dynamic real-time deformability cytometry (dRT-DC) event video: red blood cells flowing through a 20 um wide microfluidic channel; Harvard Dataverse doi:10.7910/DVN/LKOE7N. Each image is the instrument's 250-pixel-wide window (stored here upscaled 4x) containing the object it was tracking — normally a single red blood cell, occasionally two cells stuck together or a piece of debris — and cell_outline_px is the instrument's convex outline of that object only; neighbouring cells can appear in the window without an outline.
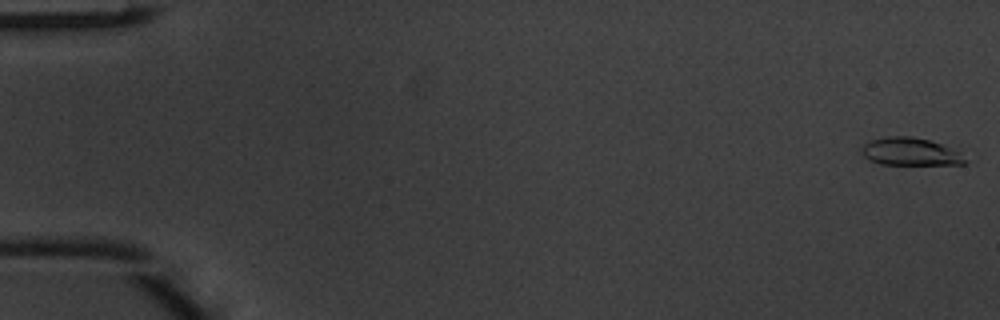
{"species": "common noctule bat (a hibernating species)", "species_latin": "Nyctalus noctula", "temperature_condition": "warm", "stored_images_in_passage": 16, "camera_frame_rate_fps": 3000, "um_per_image_px": 0.085, "animal": {"sex": "male", "body_mass_g": 20.1, "forearm_length_mm": 53.5}, "frame": {"image": 1, "passage_image": 1, "time_ms": 0.0, "image_size_px": [1000, 320], "cell_outline_px": [[968, 164], [880, 164], [868, 160], [860, 152], [860, 148], [864, 144], [872, 140], [888, 136], [912, 136], [928, 140], [952, 148], [960, 152], [968, 160]], "centroid_in_image_um": [77.37, 12.9], "position_along_channel_um": 7.6, "area_um2": 16.76}}
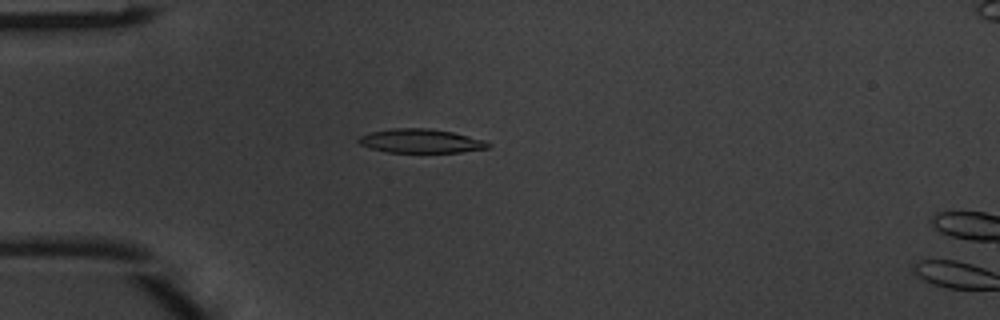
{"frame": {"image": 2, "passage_image": 14, "time_ms": 4.333, "image_size_px": [1000, 320], "cell_outline_px": [[492, 144], [488, 148], [460, 152], [388, 152], [372, 148], [360, 144], [356, 140], [360, 136], [372, 132], [392, 128], [428, 128], [452, 132], [484, 140]], "centroid_in_image_um": [35.78, 11.98], "position_along_channel_um": 49.2, "area_um2": 17.86}}